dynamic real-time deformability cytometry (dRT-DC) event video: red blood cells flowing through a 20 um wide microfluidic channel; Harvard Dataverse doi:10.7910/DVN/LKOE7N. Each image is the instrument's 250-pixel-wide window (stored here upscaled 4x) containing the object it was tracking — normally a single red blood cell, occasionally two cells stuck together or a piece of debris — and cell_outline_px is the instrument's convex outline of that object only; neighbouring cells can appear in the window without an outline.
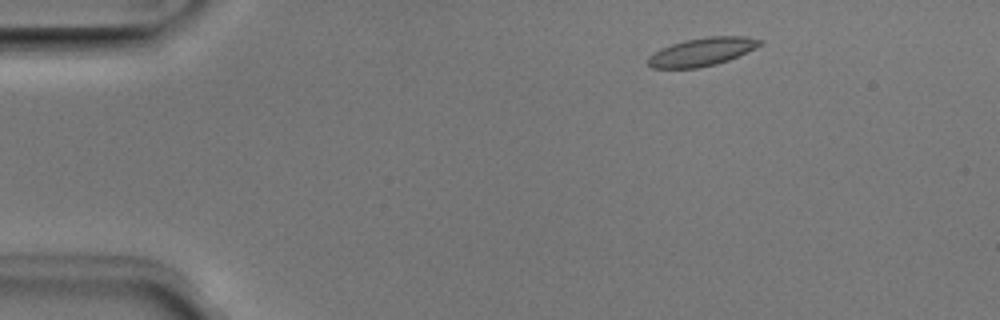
{"species": "Egyptian fruit bat (a non-hibernating species)", "species_latin": "Rousettus aegyptiacus", "temperature_condition": "room temperature", "stored_images_in_passage": 47, "camera_frame_rate_fps": 3000, "um_per_image_px": 0.085, "animal": {"sex": "male"}, "frame": {"image": 1, "passage_image": 4, "time_ms": 1.0, "image_size_px": [1000, 320], "cell_outline_px": [[764, 44], [756, 48], [728, 60], [716, 64], [700, 68], [652, 68], [648, 64], [648, 56], [672, 44], [684, 40], [708, 36], [744, 36], [764, 40]], "centroid_in_image_um": [59.72, 4.4], "position_along_channel_um": 25.3, "area_um2": 18.32}}
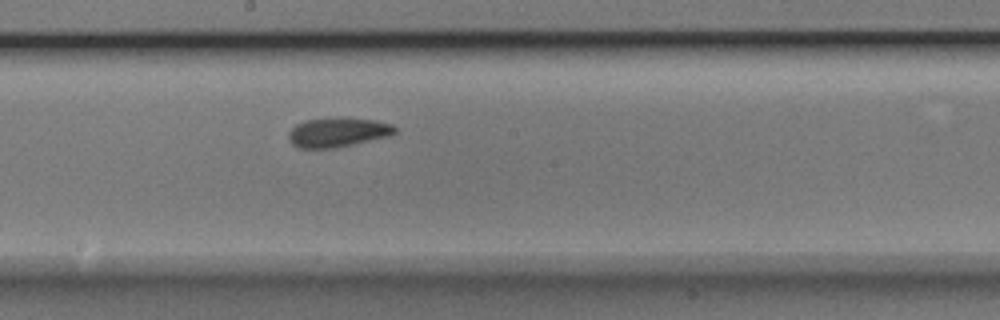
{"frame": {"image": 2, "passage_image": 24, "time_ms": 7.667, "image_size_px": [1000, 320], "cell_outline_px": [[396, 132], [388, 136], [352, 144], [332, 148], [300, 148], [292, 144], [288, 136], [288, 132], [296, 124], [304, 120], [332, 116], [344, 116], [376, 120], [392, 124], [396, 128]], "centroid_in_image_um": [28.69, 11.2], "position_along_channel_um": 219.5, "area_um2": 18.55}}
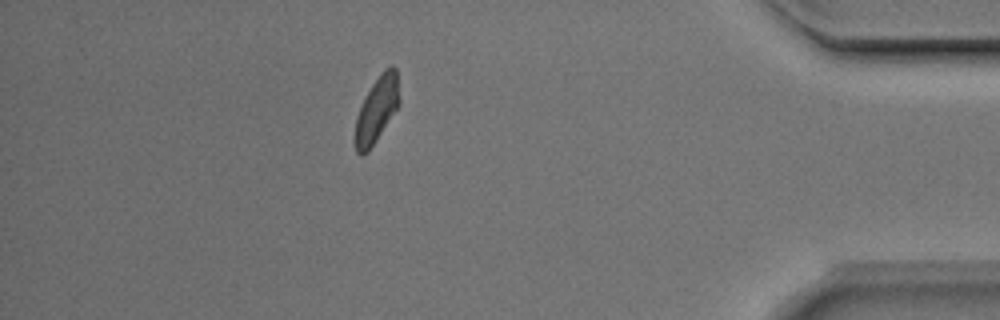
{"frame": {"image": 3, "passage_image": 41, "time_ms": 13.333, "image_size_px": [1000, 320], "cell_outline_px": [[400, 104], [368, 152], [360, 156], [356, 152], [352, 140], [356, 116], [372, 84], [384, 68], [392, 64], [396, 68], [400, 100]], "centroid_in_image_um": [32.0, 9.35], "position_along_channel_um": 403.2, "area_um2": 17.17}, "authors_computed_cell_mechanics": {"area_um2": 17.9758, "velocity_mm_per_s": 3.9849, "shape_relaxation_time_tau1_ms": 2.578, "shape_relaxation_time_tau2_ms": 1.599, "deformation_change_tau1": 0.1006, "deformation_change_tau2": 0.0559}}